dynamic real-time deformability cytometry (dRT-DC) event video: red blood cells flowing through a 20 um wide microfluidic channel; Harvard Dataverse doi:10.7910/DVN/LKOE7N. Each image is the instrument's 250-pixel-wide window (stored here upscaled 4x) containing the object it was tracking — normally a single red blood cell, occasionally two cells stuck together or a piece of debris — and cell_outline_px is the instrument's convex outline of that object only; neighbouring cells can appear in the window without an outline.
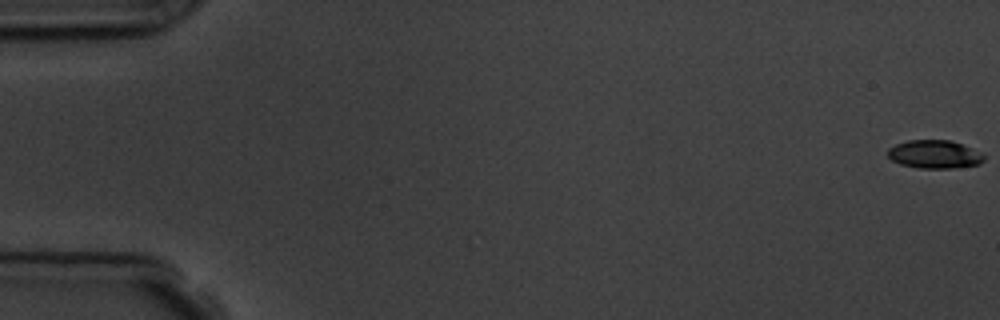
{"species": "common noctule bat (a hibernating species)", "species_latin": "Nyctalus noctula", "temperature_condition": "room temperature", "stored_images_in_passage": 4, "camera_frame_rate_fps": 3000, "um_per_image_px": 0.085, "animal": {"sex": "male", "body_mass_g": 19.5, "forearm_length_mm": 54.6}, "frame": {"image": 1, "passage_image": 1, "time_ms": 0.0, "image_size_px": [1000, 320], "cell_outline_px": [[984, 160], [980, 164], [952, 168], [920, 168], [900, 164], [892, 160], [888, 156], [888, 148], [896, 144], [908, 140], [948, 140], [972, 148], [984, 156]], "centroid_in_image_um": [79.41, 13.12], "position_along_channel_um": 5.6, "area_um2": 15.66}}